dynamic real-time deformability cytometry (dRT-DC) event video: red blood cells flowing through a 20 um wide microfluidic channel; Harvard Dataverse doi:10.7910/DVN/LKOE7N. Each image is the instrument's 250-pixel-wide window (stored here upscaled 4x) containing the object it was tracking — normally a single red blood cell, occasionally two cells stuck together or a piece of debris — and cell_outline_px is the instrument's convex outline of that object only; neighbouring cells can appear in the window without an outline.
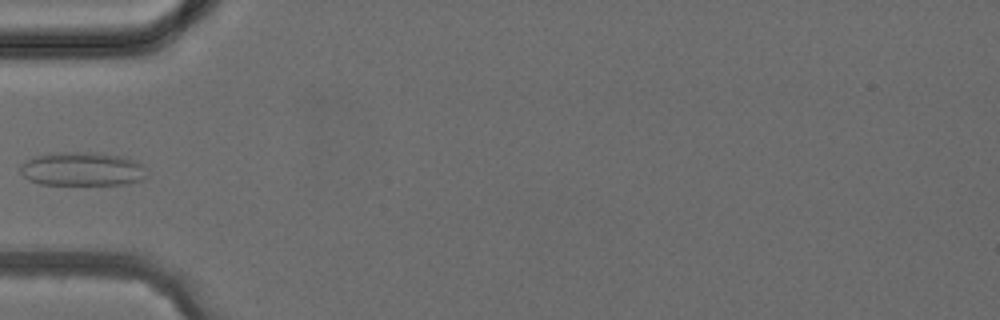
{"species": "common noctule bat (a hibernating species)", "species_latin": "Nyctalus noctula", "temperature_condition": "cold", "stored_images_in_passage": 4, "camera_frame_rate_fps": 3000, "um_per_image_px": 0.085, "animal": {"sex": "female", "body_mass_g": 24.6, "forearm_length_mm": 56.2}, "frame": {"image": 1, "passage_image": 4, "time_ms": 4.333, "image_size_px": [1000, 320], "cell_outline_px": [[144, 180], [124, 184], [40, 184], [28, 180], [20, 172], [20, 164], [36, 156], [60, 152], [92, 152], [124, 156], [136, 160], [144, 168]], "centroid_in_image_um": [6.98, 14.36], "position_along_channel_um": 78.0, "area_um2": 24.8}}